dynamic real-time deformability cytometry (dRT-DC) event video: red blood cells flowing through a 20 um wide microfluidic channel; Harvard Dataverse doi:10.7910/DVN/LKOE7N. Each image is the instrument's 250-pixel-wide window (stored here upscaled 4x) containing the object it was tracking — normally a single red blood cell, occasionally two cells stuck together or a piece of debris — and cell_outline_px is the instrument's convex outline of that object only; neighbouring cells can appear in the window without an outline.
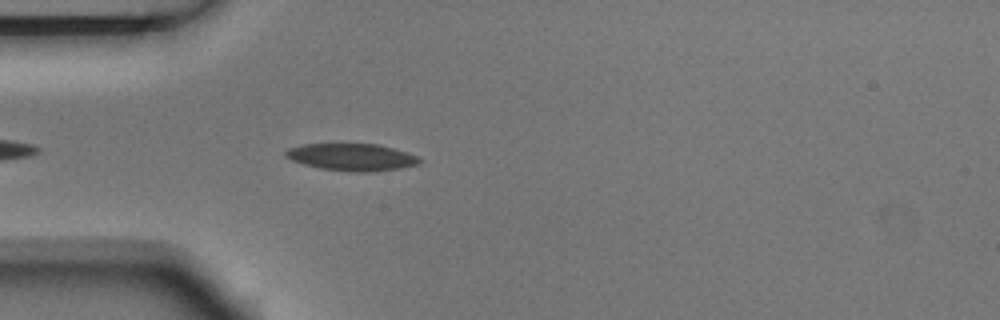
{"species": "Egyptian fruit bat (a non-hibernating species)", "species_latin": "Rousettus aegyptiacus", "temperature_condition": "room temperature", "stored_images_in_passage": 4, "camera_frame_rate_fps": 3000, "um_per_image_px": 0.085, "animal": {"sex": "male"}, "frame": {"image": 1, "passage_image": 4, "time_ms": 1.0, "image_size_px": [1000, 320], "cell_outline_px": [[424, 160], [420, 164], [400, 168], [372, 172], [356, 172], [320, 168], [304, 164], [292, 160], [284, 156], [284, 152], [288, 148], [300, 144], [376, 144], [392, 148], [416, 156]], "centroid_in_image_um": [29.88, 13.36], "position_along_channel_um": 55.1, "area_um2": 21.1}}